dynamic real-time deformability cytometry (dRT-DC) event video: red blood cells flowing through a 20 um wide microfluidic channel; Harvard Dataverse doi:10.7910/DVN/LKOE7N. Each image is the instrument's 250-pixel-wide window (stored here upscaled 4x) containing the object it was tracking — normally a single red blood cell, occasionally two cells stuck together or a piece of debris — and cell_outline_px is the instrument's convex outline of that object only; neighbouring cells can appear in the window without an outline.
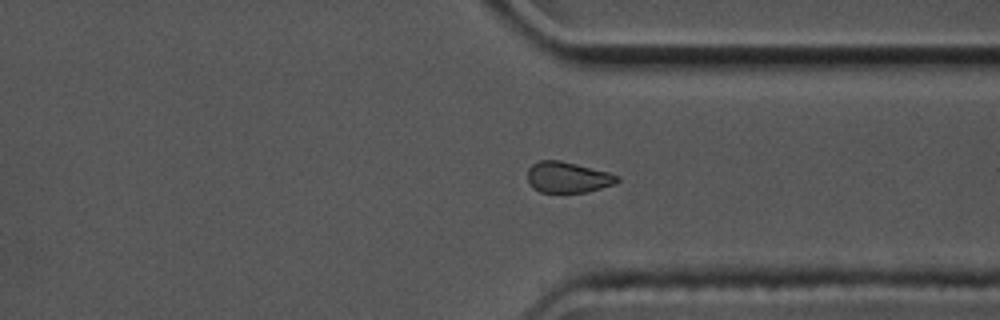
{"species": "common noctule bat (a hibernating species)", "species_latin": "Nyctalus noctula", "temperature_condition": "cold", "stored_images_in_passage": 52, "camera_frame_rate_fps": 3000, "um_per_image_px": 0.085, "animal": {"sex": "male", "body_mass_g": 17.5, "forearm_length_mm": 52.3}, "frame": {"image": 1, "passage_image": 37, "time_ms": 12.0, "image_size_px": [1000, 320], "cell_outline_px": [[620, 180], [616, 184], [588, 192], [540, 192], [532, 188], [528, 180], [528, 168], [532, 164], [540, 160], [560, 160], [608, 172], [620, 176]], "centroid_in_image_um": [48.27, 15.07], "position_along_channel_um": 363.1, "area_um2": 16.24}, "authors_computed_cell_mechanics": {"area_um2": 17.4267, "velocity_mm_per_s": 3.5723, "shape_relaxation_time_tau1_ms": null, "shape_relaxation_time_tau2_ms": 3.9091, "deformation_change_tau1": null, "deformation_change_tau2": 0.0589}}